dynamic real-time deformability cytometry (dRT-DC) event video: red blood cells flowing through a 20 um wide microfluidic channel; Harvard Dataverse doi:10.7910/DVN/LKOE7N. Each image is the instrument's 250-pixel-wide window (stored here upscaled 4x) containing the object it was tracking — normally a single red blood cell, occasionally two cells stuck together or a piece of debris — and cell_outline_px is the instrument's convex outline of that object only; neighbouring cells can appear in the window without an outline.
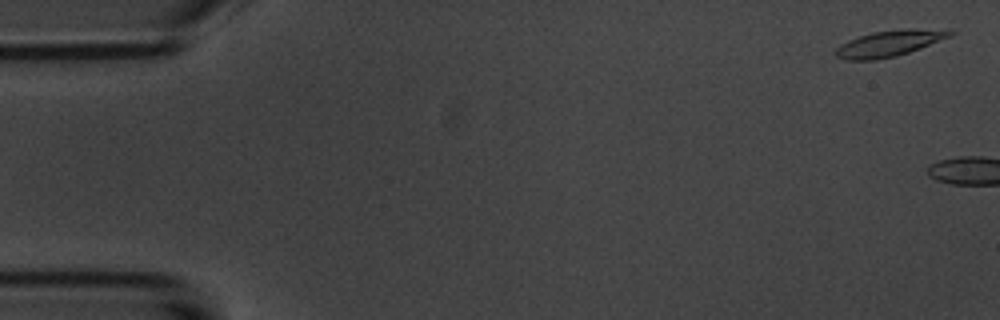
{"species": "common noctule bat (a hibernating species)", "species_latin": "Nyctalus noctula", "temperature_condition": "room temperature", "stored_images_in_passage": 2, "camera_frame_rate_fps": 3000, "um_per_image_px": 0.085, "animal": {"sex": "male", "body_mass_g": 20.1, "forearm_length_mm": 53.5}, "frame": {"image": 1, "passage_image": 1, "time_ms": 0.0, "image_size_px": [1000, 320], "cell_outline_px": [[956, 32], [952, 36], [920, 48], [896, 56], [876, 60], [844, 60], [836, 56], [832, 52], [840, 44], [848, 40], [872, 32], [900, 28], [948, 28]], "centroid_in_image_um": [75.63, 3.66], "position_along_channel_um": 9.4, "area_um2": 17.92}}